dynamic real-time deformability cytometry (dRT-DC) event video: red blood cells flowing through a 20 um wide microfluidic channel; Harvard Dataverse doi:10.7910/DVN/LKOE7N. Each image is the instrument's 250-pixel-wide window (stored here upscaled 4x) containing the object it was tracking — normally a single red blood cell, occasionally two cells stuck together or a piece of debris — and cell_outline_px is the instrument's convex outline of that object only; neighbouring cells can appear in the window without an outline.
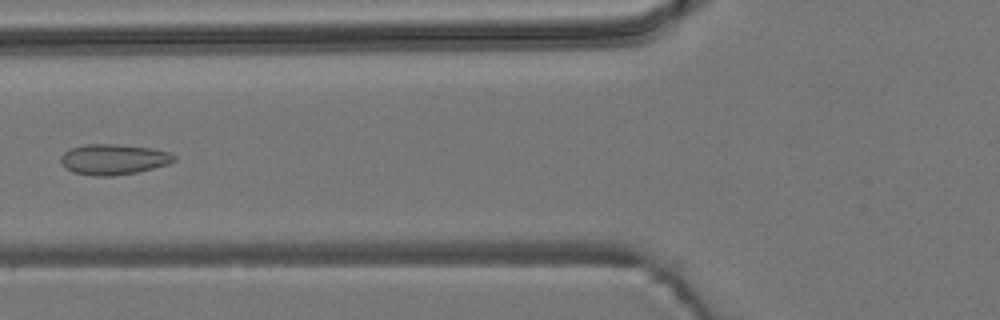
{"species": "common noctule bat (a hibernating species)", "species_latin": "Nyctalus noctula", "temperature_condition": "room temperature", "stored_images_in_passage": 6, "camera_frame_rate_fps": 3000, "um_per_image_px": 0.085, "animal": {"sex": "male", "body_mass_g": 19.2, "forearm_length_mm": 51.8}, "frame": {"image": 1, "passage_image": 6, "time_ms": 6.0, "image_size_px": [1000, 320], "cell_outline_px": [[176, 160], [168, 164], [136, 172], [112, 176], [92, 176], [72, 172], [64, 168], [60, 160], [60, 156], [64, 152], [72, 148], [84, 144], [116, 144], [152, 148], [168, 152], [176, 156]], "centroid_in_image_um": [9.62, 13.55], "position_along_channel_um": 116.2, "area_um2": 20.23}}